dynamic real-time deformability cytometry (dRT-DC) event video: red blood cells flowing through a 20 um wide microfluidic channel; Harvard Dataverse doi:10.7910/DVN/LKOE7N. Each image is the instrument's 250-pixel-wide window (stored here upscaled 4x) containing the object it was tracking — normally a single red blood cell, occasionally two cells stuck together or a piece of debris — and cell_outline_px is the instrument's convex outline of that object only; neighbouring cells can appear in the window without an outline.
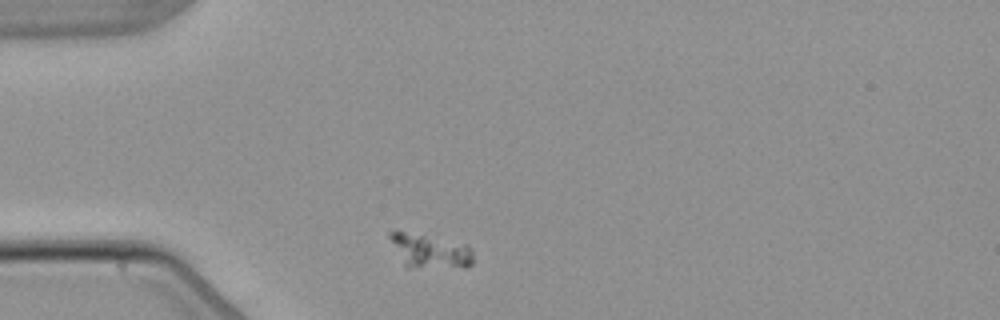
{"species": "common noctule bat (a hibernating species)", "species_latin": "Nyctalus noctula", "temperature_condition": "warm", "stored_images_in_passage": 6, "camera_frame_rate_fps": 3000, "um_per_image_px": 0.085, "animal": {"sex": "male", "body_mass_g": 21.5, "forearm_length_mm": 52.0}, "frame": {"image": 1, "passage_image": 1, "time_ms": 0.0, "image_size_px": [1000, 320], "cell_outline_px": [[472, 264], [468, 268], [408, 268], [404, 264], [388, 236], [388, 232], [404, 232], [428, 236], [464, 244], [472, 248]], "centroid_in_image_um": [36.59, 21.39], "position_along_channel_um": 48.4, "area_um2": 16.42}}
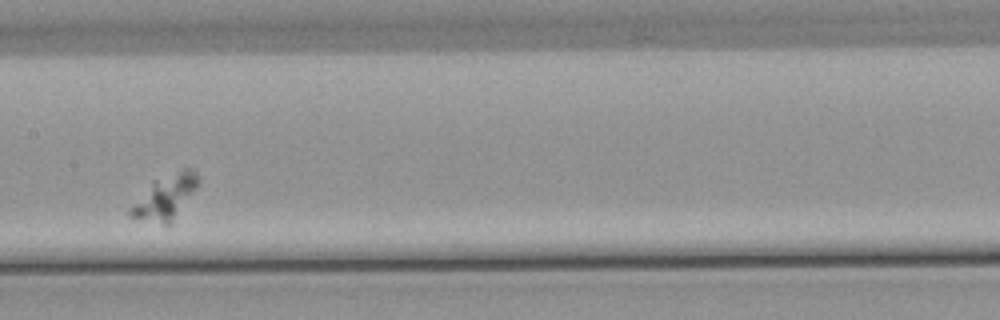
{"frame": {"image": 2, "passage_image": 5, "time_ms": 4.667, "image_size_px": [1000, 320], "cell_outline_px": [[200, 180], [196, 188], [172, 224], [164, 224], [128, 216], [128, 208], [152, 180], [184, 168], [192, 168], [196, 172]], "centroid_in_image_um": [14.04, 16.74], "position_along_channel_um": 193.4, "area_um2": 17.63}}
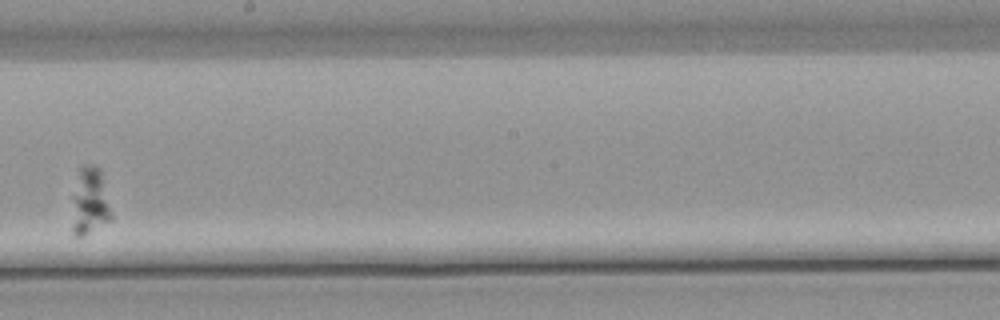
{"frame": {"image": 3, "passage_image": 6, "time_ms": 6.0, "image_size_px": [1000, 320], "cell_outline_px": [[112, 220], [84, 236], [72, 236], [72, 196], [80, 168], [84, 164], [88, 164], [100, 168], [112, 216]], "centroid_in_image_um": [7.61, 17.16], "position_along_channel_um": 240.6, "area_um2": 15.49}}